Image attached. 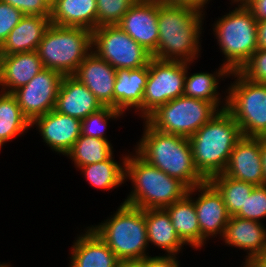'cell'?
I'll list each match as a JSON object with an SVG mask.
<instances>
[{
  "label": "cell",
  "instance_id": "cell-1",
  "mask_svg": "<svg viewBox=\"0 0 266 267\" xmlns=\"http://www.w3.org/2000/svg\"><path fill=\"white\" fill-rule=\"evenodd\" d=\"M204 15L194 8L164 5L158 0L159 39L152 58L192 64L202 50Z\"/></svg>",
  "mask_w": 266,
  "mask_h": 267
},
{
  "label": "cell",
  "instance_id": "cell-2",
  "mask_svg": "<svg viewBox=\"0 0 266 267\" xmlns=\"http://www.w3.org/2000/svg\"><path fill=\"white\" fill-rule=\"evenodd\" d=\"M143 121V135L134 149L142 159L180 180L189 189L206 182L195 168L188 138L161 132Z\"/></svg>",
  "mask_w": 266,
  "mask_h": 267
},
{
  "label": "cell",
  "instance_id": "cell-3",
  "mask_svg": "<svg viewBox=\"0 0 266 267\" xmlns=\"http://www.w3.org/2000/svg\"><path fill=\"white\" fill-rule=\"evenodd\" d=\"M241 138L239 125L226 109L218 111L188 138L195 168L206 181L223 173L233 148Z\"/></svg>",
  "mask_w": 266,
  "mask_h": 267
},
{
  "label": "cell",
  "instance_id": "cell-4",
  "mask_svg": "<svg viewBox=\"0 0 266 267\" xmlns=\"http://www.w3.org/2000/svg\"><path fill=\"white\" fill-rule=\"evenodd\" d=\"M127 179L132 183V191L123 202L143 210L164 209L183 199L189 190L183 182L150 165L136 152L125 159Z\"/></svg>",
  "mask_w": 266,
  "mask_h": 267
},
{
  "label": "cell",
  "instance_id": "cell-5",
  "mask_svg": "<svg viewBox=\"0 0 266 267\" xmlns=\"http://www.w3.org/2000/svg\"><path fill=\"white\" fill-rule=\"evenodd\" d=\"M114 252L119 260L150 256L145 209L121 203L117 211L98 225L89 226Z\"/></svg>",
  "mask_w": 266,
  "mask_h": 267
},
{
  "label": "cell",
  "instance_id": "cell-6",
  "mask_svg": "<svg viewBox=\"0 0 266 267\" xmlns=\"http://www.w3.org/2000/svg\"><path fill=\"white\" fill-rule=\"evenodd\" d=\"M235 4L238 6L234 10L218 18L213 25V34L225 57L222 65L230 72L239 71L258 50V21L242 2Z\"/></svg>",
  "mask_w": 266,
  "mask_h": 267
},
{
  "label": "cell",
  "instance_id": "cell-7",
  "mask_svg": "<svg viewBox=\"0 0 266 267\" xmlns=\"http://www.w3.org/2000/svg\"><path fill=\"white\" fill-rule=\"evenodd\" d=\"M92 47L89 29L50 24L36 51L44 68L71 76L92 52Z\"/></svg>",
  "mask_w": 266,
  "mask_h": 267
},
{
  "label": "cell",
  "instance_id": "cell-8",
  "mask_svg": "<svg viewBox=\"0 0 266 267\" xmlns=\"http://www.w3.org/2000/svg\"><path fill=\"white\" fill-rule=\"evenodd\" d=\"M226 89V110L240 127L242 137L258 138L266 130V84L252 82L238 71Z\"/></svg>",
  "mask_w": 266,
  "mask_h": 267
},
{
  "label": "cell",
  "instance_id": "cell-9",
  "mask_svg": "<svg viewBox=\"0 0 266 267\" xmlns=\"http://www.w3.org/2000/svg\"><path fill=\"white\" fill-rule=\"evenodd\" d=\"M218 111L212 102L183 95L159 106L145 120L161 132L190 138Z\"/></svg>",
  "mask_w": 266,
  "mask_h": 267
},
{
  "label": "cell",
  "instance_id": "cell-10",
  "mask_svg": "<svg viewBox=\"0 0 266 267\" xmlns=\"http://www.w3.org/2000/svg\"><path fill=\"white\" fill-rule=\"evenodd\" d=\"M187 62L152 58L141 106L135 111L146 119L159 106L183 96Z\"/></svg>",
  "mask_w": 266,
  "mask_h": 267
},
{
  "label": "cell",
  "instance_id": "cell-11",
  "mask_svg": "<svg viewBox=\"0 0 266 267\" xmlns=\"http://www.w3.org/2000/svg\"><path fill=\"white\" fill-rule=\"evenodd\" d=\"M92 51L113 68L138 69L147 66L152 54L117 25L99 26L92 31Z\"/></svg>",
  "mask_w": 266,
  "mask_h": 267
},
{
  "label": "cell",
  "instance_id": "cell-12",
  "mask_svg": "<svg viewBox=\"0 0 266 267\" xmlns=\"http://www.w3.org/2000/svg\"><path fill=\"white\" fill-rule=\"evenodd\" d=\"M62 78L58 71L44 68L29 83L12 93L30 122L55 109Z\"/></svg>",
  "mask_w": 266,
  "mask_h": 267
},
{
  "label": "cell",
  "instance_id": "cell-13",
  "mask_svg": "<svg viewBox=\"0 0 266 267\" xmlns=\"http://www.w3.org/2000/svg\"><path fill=\"white\" fill-rule=\"evenodd\" d=\"M197 193L198 197L193 198V195ZM187 195L193 200L197 212L201 230V247L210 237L214 238L219 234L218 236L222 238L230 215L218 190L209 181H206L189 189Z\"/></svg>",
  "mask_w": 266,
  "mask_h": 267
},
{
  "label": "cell",
  "instance_id": "cell-14",
  "mask_svg": "<svg viewBox=\"0 0 266 267\" xmlns=\"http://www.w3.org/2000/svg\"><path fill=\"white\" fill-rule=\"evenodd\" d=\"M153 54L158 46V0H138L117 24Z\"/></svg>",
  "mask_w": 266,
  "mask_h": 267
},
{
  "label": "cell",
  "instance_id": "cell-15",
  "mask_svg": "<svg viewBox=\"0 0 266 267\" xmlns=\"http://www.w3.org/2000/svg\"><path fill=\"white\" fill-rule=\"evenodd\" d=\"M37 126L43 142L57 154L66 155L81 135V120L57 112L55 109L36 117L31 127Z\"/></svg>",
  "mask_w": 266,
  "mask_h": 267
},
{
  "label": "cell",
  "instance_id": "cell-16",
  "mask_svg": "<svg viewBox=\"0 0 266 267\" xmlns=\"http://www.w3.org/2000/svg\"><path fill=\"white\" fill-rule=\"evenodd\" d=\"M222 174L255 186L264 185L261 140L242 137L233 148Z\"/></svg>",
  "mask_w": 266,
  "mask_h": 267
},
{
  "label": "cell",
  "instance_id": "cell-17",
  "mask_svg": "<svg viewBox=\"0 0 266 267\" xmlns=\"http://www.w3.org/2000/svg\"><path fill=\"white\" fill-rule=\"evenodd\" d=\"M72 76L84 84L103 106L113 108L116 69L106 60L92 51Z\"/></svg>",
  "mask_w": 266,
  "mask_h": 267
},
{
  "label": "cell",
  "instance_id": "cell-18",
  "mask_svg": "<svg viewBox=\"0 0 266 267\" xmlns=\"http://www.w3.org/2000/svg\"><path fill=\"white\" fill-rule=\"evenodd\" d=\"M225 245L246 251L245 264H252L266 247V227L262 222L230 216L221 240Z\"/></svg>",
  "mask_w": 266,
  "mask_h": 267
},
{
  "label": "cell",
  "instance_id": "cell-19",
  "mask_svg": "<svg viewBox=\"0 0 266 267\" xmlns=\"http://www.w3.org/2000/svg\"><path fill=\"white\" fill-rule=\"evenodd\" d=\"M103 107L95 95L75 77L63 76L55 105L57 112L83 120Z\"/></svg>",
  "mask_w": 266,
  "mask_h": 267
},
{
  "label": "cell",
  "instance_id": "cell-20",
  "mask_svg": "<svg viewBox=\"0 0 266 267\" xmlns=\"http://www.w3.org/2000/svg\"><path fill=\"white\" fill-rule=\"evenodd\" d=\"M44 69L37 51L0 55V91L13 93Z\"/></svg>",
  "mask_w": 266,
  "mask_h": 267
},
{
  "label": "cell",
  "instance_id": "cell-21",
  "mask_svg": "<svg viewBox=\"0 0 266 267\" xmlns=\"http://www.w3.org/2000/svg\"><path fill=\"white\" fill-rule=\"evenodd\" d=\"M71 246L69 267H116L119 259L88 226Z\"/></svg>",
  "mask_w": 266,
  "mask_h": 267
},
{
  "label": "cell",
  "instance_id": "cell-22",
  "mask_svg": "<svg viewBox=\"0 0 266 267\" xmlns=\"http://www.w3.org/2000/svg\"><path fill=\"white\" fill-rule=\"evenodd\" d=\"M50 24V17L24 15L0 46V55H12L37 50Z\"/></svg>",
  "mask_w": 266,
  "mask_h": 267
},
{
  "label": "cell",
  "instance_id": "cell-23",
  "mask_svg": "<svg viewBox=\"0 0 266 267\" xmlns=\"http://www.w3.org/2000/svg\"><path fill=\"white\" fill-rule=\"evenodd\" d=\"M148 78V65L138 69H117L113 92V108L123 113L137 110L143 100Z\"/></svg>",
  "mask_w": 266,
  "mask_h": 267
},
{
  "label": "cell",
  "instance_id": "cell-24",
  "mask_svg": "<svg viewBox=\"0 0 266 267\" xmlns=\"http://www.w3.org/2000/svg\"><path fill=\"white\" fill-rule=\"evenodd\" d=\"M51 24L83 27L90 31L97 28L96 0H55L50 6Z\"/></svg>",
  "mask_w": 266,
  "mask_h": 267
},
{
  "label": "cell",
  "instance_id": "cell-25",
  "mask_svg": "<svg viewBox=\"0 0 266 267\" xmlns=\"http://www.w3.org/2000/svg\"><path fill=\"white\" fill-rule=\"evenodd\" d=\"M148 244L161 248L166 255L177 256L186 244L177 235L165 209H145ZM183 247V248H182Z\"/></svg>",
  "mask_w": 266,
  "mask_h": 267
},
{
  "label": "cell",
  "instance_id": "cell-26",
  "mask_svg": "<svg viewBox=\"0 0 266 267\" xmlns=\"http://www.w3.org/2000/svg\"><path fill=\"white\" fill-rule=\"evenodd\" d=\"M190 64L187 63V71L185 76L184 96L195 99H201L212 102L219 110L226 109L227 95L222 99L218 92L219 80L230 77V71L221 64V67L213 74L208 72H197L188 75ZM222 100V101H221ZM222 105V106H220ZM220 106V108H219Z\"/></svg>",
  "mask_w": 266,
  "mask_h": 267
},
{
  "label": "cell",
  "instance_id": "cell-27",
  "mask_svg": "<svg viewBox=\"0 0 266 267\" xmlns=\"http://www.w3.org/2000/svg\"><path fill=\"white\" fill-rule=\"evenodd\" d=\"M180 239L194 249H201V230L193 200L186 195L164 208Z\"/></svg>",
  "mask_w": 266,
  "mask_h": 267
},
{
  "label": "cell",
  "instance_id": "cell-28",
  "mask_svg": "<svg viewBox=\"0 0 266 267\" xmlns=\"http://www.w3.org/2000/svg\"><path fill=\"white\" fill-rule=\"evenodd\" d=\"M30 128L31 122L22 113L16 97L12 93L0 91V147L27 133Z\"/></svg>",
  "mask_w": 266,
  "mask_h": 267
},
{
  "label": "cell",
  "instance_id": "cell-29",
  "mask_svg": "<svg viewBox=\"0 0 266 267\" xmlns=\"http://www.w3.org/2000/svg\"><path fill=\"white\" fill-rule=\"evenodd\" d=\"M127 157L124 155L122 163H118L114 160L113 155L105 160L98 163L88 164L79 167L82 175H84L86 181L96 189L99 190H111L120 185L124 184L125 181V159ZM122 164V165H121Z\"/></svg>",
  "mask_w": 266,
  "mask_h": 267
},
{
  "label": "cell",
  "instance_id": "cell-30",
  "mask_svg": "<svg viewBox=\"0 0 266 267\" xmlns=\"http://www.w3.org/2000/svg\"><path fill=\"white\" fill-rule=\"evenodd\" d=\"M113 146L109 140L80 135L72 149L65 155L73 159L76 168L98 163L113 155Z\"/></svg>",
  "mask_w": 266,
  "mask_h": 267
},
{
  "label": "cell",
  "instance_id": "cell-31",
  "mask_svg": "<svg viewBox=\"0 0 266 267\" xmlns=\"http://www.w3.org/2000/svg\"><path fill=\"white\" fill-rule=\"evenodd\" d=\"M209 182L222 195L230 216H235L244 207L247 197L255 188L254 184L233 179L225 174L213 176Z\"/></svg>",
  "mask_w": 266,
  "mask_h": 267
},
{
  "label": "cell",
  "instance_id": "cell-32",
  "mask_svg": "<svg viewBox=\"0 0 266 267\" xmlns=\"http://www.w3.org/2000/svg\"><path fill=\"white\" fill-rule=\"evenodd\" d=\"M123 115L124 113L120 110H116L109 106H104L100 110L91 113L86 118L81 120V134L108 140V138H106L107 136L105 135L108 120H118L120 116L123 117Z\"/></svg>",
  "mask_w": 266,
  "mask_h": 267
},
{
  "label": "cell",
  "instance_id": "cell-33",
  "mask_svg": "<svg viewBox=\"0 0 266 267\" xmlns=\"http://www.w3.org/2000/svg\"><path fill=\"white\" fill-rule=\"evenodd\" d=\"M97 27L117 25L138 0H96Z\"/></svg>",
  "mask_w": 266,
  "mask_h": 267
},
{
  "label": "cell",
  "instance_id": "cell-34",
  "mask_svg": "<svg viewBox=\"0 0 266 267\" xmlns=\"http://www.w3.org/2000/svg\"><path fill=\"white\" fill-rule=\"evenodd\" d=\"M235 216L262 222L261 219L266 218V185L255 186Z\"/></svg>",
  "mask_w": 266,
  "mask_h": 267
},
{
  "label": "cell",
  "instance_id": "cell-35",
  "mask_svg": "<svg viewBox=\"0 0 266 267\" xmlns=\"http://www.w3.org/2000/svg\"><path fill=\"white\" fill-rule=\"evenodd\" d=\"M246 79L266 84V49H258L238 71Z\"/></svg>",
  "mask_w": 266,
  "mask_h": 267
},
{
  "label": "cell",
  "instance_id": "cell-36",
  "mask_svg": "<svg viewBox=\"0 0 266 267\" xmlns=\"http://www.w3.org/2000/svg\"><path fill=\"white\" fill-rule=\"evenodd\" d=\"M23 16L24 14L19 9L0 0V46Z\"/></svg>",
  "mask_w": 266,
  "mask_h": 267
},
{
  "label": "cell",
  "instance_id": "cell-37",
  "mask_svg": "<svg viewBox=\"0 0 266 267\" xmlns=\"http://www.w3.org/2000/svg\"><path fill=\"white\" fill-rule=\"evenodd\" d=\"M19 9L24 15L50 17V6L45 0H1Z\"/></svg>",
  "mask_w": 266,
  "mask_h": 267
},
{
  "label": "cell",
  "instance_id": "cell-38",
  "mask_svg": "<svg viewBox=\"0 0 266 267\" xmlns=\"http://www.w3.org/2000/svg\"><path fill=\"white\" fill-rule=\"evenodd\" d=\"M179 263L175 255L145 257V267H180Z\"/></svg>",
  "mask_w": 266,
  "mask_h": 267
},
{
  "label": "cell",
  "instance_id": "cell-39",
  "mask_svg": "<svg viewBox=\"0 0 266 267\" xmlns=\"http://www.w3.org/2000/svg\"><path fill=\"white\" fill-rule=\"evenodd\" d=\"M161 4L169 6H186L204 13V7L210 0H159Z\"/></svg>",
  "mask_w": 266,
  "mask_h": 267
},
{
  "label": "cell",
  "instance_id": "cell-40",
  "mask_svg": "<svg viewBox=\"0 0 266 267\" xmlns=\"http://www.w3.org/2000/svg\"><path fill=\"white\" fill-rule=\"evenodd\" d=\"M257 21L266 20V0H243Z\"/></svg>",
  "mask_w": 266,
  "mask_h": 267
},
{
  "label": "cell",
  "instance_id": "cell-41",
  "mask_svg": "<svg viewBox=\"0 0 266 267\" xmlns=\"http://www.w3.org/2000/svg\"><path fill=\"white\" fill-rule=\"evenodd\" d=\"M258 49H266V20L258 21Z\"/></svg>",
  "mask_w": 266,
  "mask_h": 267
},
{
  "label": "cell",
  "instance_id": "cell-42",
  "mask_svg": "<svg viewBox=\"0 0 266 267\" xmlns=\"http://www.w3.org/2000/svg\"><path fill=\"white\" fill-rule=\"evenodd\" d=\"M116 267H145L144 259L119 260Z\"/></svg>",
  "mask_w": 266,
  "mask_h": 267
},
{
  "label": "cell",
  "instance_id": "cell-43",
  "mask_svg": "<svg viewBox=\"0 0 266 267\" xmlns=\"http://www.w3.org/2000/svg\"><path fill=\"white\" fill-rule=\"evenodd\" d=\"M261 162L263 166L264 185H266V144L261 141Z\"/></svg>",
  "mask_w": 266,
  "mask_h": 267
},
{
  "label": "cell",
  "instance_id": "cell-44",
  "mask_svg": "<svg viewBox=\"0 0 266 267\" xmlns=\"http://www.w3.org/2000/svg\"><path fill=\"white\" fill-rule=\"evenodd\" d=\"M252 264L255 267H266V247L262 254Z\"/></svg>",
  "mask_w": 266,
  "mask_h": 267
},
{
  "label": "cell",
  "instance_id": "cell-45",
  "mask_svg": "<svg viewBox=\"0 0 266 267\" xmlns=\"http://www.w3.org/2000/svg\"><path fill=\"white\" fill-rule=\"evenodd\" d=\"M258 138L266 144V130Z\"/></svg>",
  "mask_w": 266,
  "mask_h": 267
},
{
  "label": "cell",
  "instance_id": "cell-46",
  "mask_svg": "<svg viewBox=\"0 0 266 267\" xmlns=\"http://www.w3.org/2000/svg\"><path fill=\"white\" fill-rule=\"evenodd\" d=\"M0 267H11V265H9L8 263L6 264V263H0Z\"/></svg>",
  "mask_w": 266,
  "mask_h": 267
},
{
  "label": "cell",
  "instance_id": "cell-47",
  "mask_svg": "<svg viewBox=\"0 0 266 267\" xmlns=\"http://www.w3.org/2000/svg\"><path fill=\"white\" fill-rule=\"evenodd\" d=\"M45 1L49 4V6H51L55 2V0H45Z\"/></svg>",
  "mask_w": 266,
  "mask_h": 267
},
{
  "label": "cell",
  "instance_id": "cell-48",
  "mask_svg": "<svg viewBox=\"0 0 266 267\" xmlns=\"http://www.w3.org/2000/svg\"><path fill=\"white\" fill-rule=\"evenodd\" d=\"M243 267H255V266L253 264H244Z\"/></svg>",
  "mask_w": 266,
  "mask_h": 267
},
{
  "label": "cell",
  "instance_id": "cell-49",
  "mask_svg": "<svg viewBox=\"0 0 266 267\" xmlns=\"http://www.w3.org/2000/svg\"><path fill=\"white\" fill-rule=\"evenodd\" d=\"M243 0H231V3L242 2Z\"/></svg>",
  "mask_w": 266,
  "mask_h": 267
}]
</instances>
